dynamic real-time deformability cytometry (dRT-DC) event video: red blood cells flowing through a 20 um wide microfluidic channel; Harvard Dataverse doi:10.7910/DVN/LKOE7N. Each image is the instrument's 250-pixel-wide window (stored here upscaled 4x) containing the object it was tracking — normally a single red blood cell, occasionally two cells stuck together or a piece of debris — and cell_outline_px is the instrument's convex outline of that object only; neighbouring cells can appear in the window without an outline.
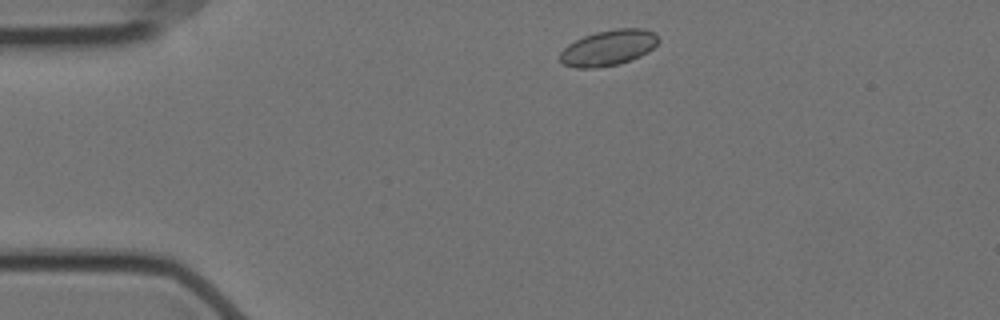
{"species": "Egyptian fruit bat (a non-hibernating species)", "species_latin": "Rousettus aegyptiacus", "temperature_condition": "cold", "stored_images_in_passage": 47, "camera_frame_rate_fps": 3000, "um_per_image_px": 0.085, "animal": {"sex": "female"}, "frame": {"image": 1, "passage_image": 1, "time_ms": 0.0, "image_size_px": [1000, 320], "cell_outline_px": [[660, 40], [648, 52], [640, 56], [616, 64], [596, 68], [576, 68], [564, 64], [560, 60], [560, 52], [568, 44], [584, 36], [596, 32], [616, 28], [644, 28], [656, 32]], "centroid_in_image_um": [51.73, 4.04], "position_along_channel_um": 33.3, "area_um2": 20.4}}
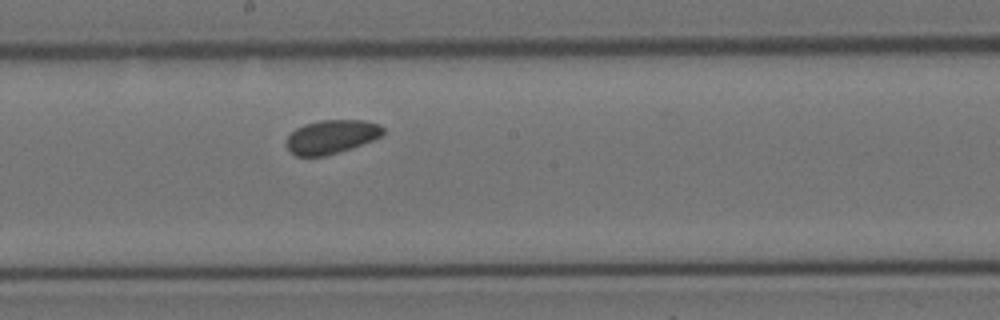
{"frame": {"image": 2, "passage_image": 21, "time_ms": 6.667, "image_size_px": [1000, 320], "cell_outline_px": [[384, 132], [380, 136], [372, 140], [324, 156], [296, 156], [284, 144], [288, 136], [296, 128], [304, 124], [320, 120], [364, 120], [380, 124], [384, 128]], "centroid_in_image_um": [28.14, 11.6], "position_along_channel_um": 220.1, "area_um2": 18.79}}
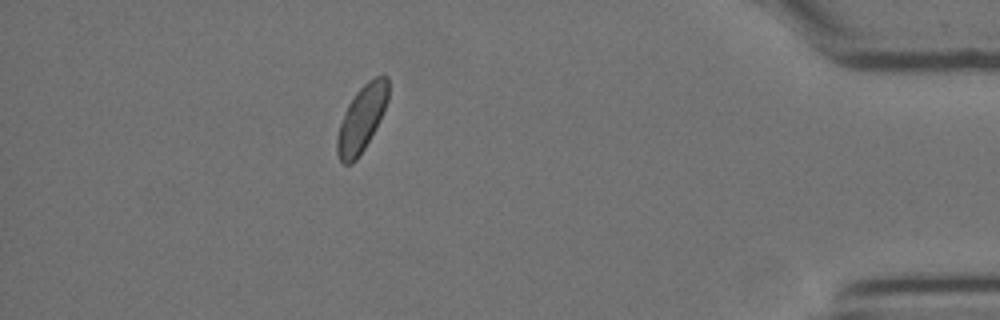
{"frame": {"image": 3, "passage_image": 41, "time_ms": 13.333, "image_size_px": [1000, 320], "cell_outline_px": [[388, 100], [364, 148], [356, 160], [352, 164], [344, 164], [340, 160], [336, 152], [336, 140], [340, 124], [344, 112], [348, 104], [356, 92], [368, 80], [376, 76], [388, 76]], "centroid_in_image_um": [30.71, 10.08], "position_along_channel_um": 404.5, "area_um2": 19.19}, "authors_computed_cell_mechanics": {"area_um2": 19.4786, "velocity_mm_per_s": 3.4765, "shape_relaxation_time_tau1_ms": null, "shape_relaxation_time_tau2_ms": 2.3884, "deformation_change_tau1": null, "deformation_change_tau2": 0.0499}}